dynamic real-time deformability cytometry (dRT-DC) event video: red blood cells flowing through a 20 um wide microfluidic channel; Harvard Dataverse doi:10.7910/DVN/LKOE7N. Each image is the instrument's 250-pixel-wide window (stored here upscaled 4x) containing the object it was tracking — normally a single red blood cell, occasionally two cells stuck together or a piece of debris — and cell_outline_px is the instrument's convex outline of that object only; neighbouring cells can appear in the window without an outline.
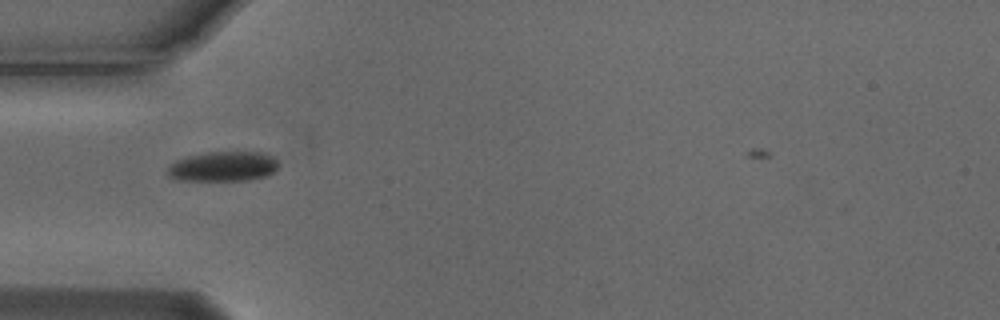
{"species": "Egyptian fruit bat (a non-hibernating species)", "species_latin": "Rousettus aegyptiacus", "temperature_condition": "cold", "stored_images_in_passage": 3, "camera_frame_rate_fps": 3000, "um_per_image_px": 0.085, "animal": {"sex": "male"}, "frame": {"image": 1, "passage_image": 2, "time_ms": 0.333, "image_size_px": [1000, 320], "cell_outline_px": [[276, 168], [268, 176], [248, 180], [176, 180], [168, 176], [168, 168], [176, 160], [184, 156], [208, 152], [264, 152], [276, 156]], "centroid_in_image_um": [18.97, 14.14], "position_along_channel_um": 66.0, "area_um2": 19.42}}
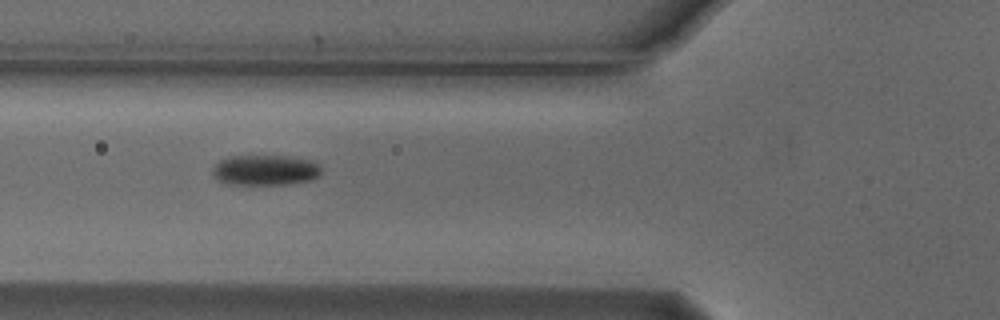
{"frame": {"image": 2, "passage_image": 3, "time_ms": 0.667, "image_size_px": [1000, 320], "cell_outline_px": [[320, 176], [312, 180], [284, 184], [228, 184], [216, 180], [212, 172], [212, 168], [220, 160], [228, 156], [288, 156], [312, 160], [320, 164]], "centroid_in_image_um": [22.55, 14.45], "position_along_channel_um": 103.3, "area_um2": 19.42}}